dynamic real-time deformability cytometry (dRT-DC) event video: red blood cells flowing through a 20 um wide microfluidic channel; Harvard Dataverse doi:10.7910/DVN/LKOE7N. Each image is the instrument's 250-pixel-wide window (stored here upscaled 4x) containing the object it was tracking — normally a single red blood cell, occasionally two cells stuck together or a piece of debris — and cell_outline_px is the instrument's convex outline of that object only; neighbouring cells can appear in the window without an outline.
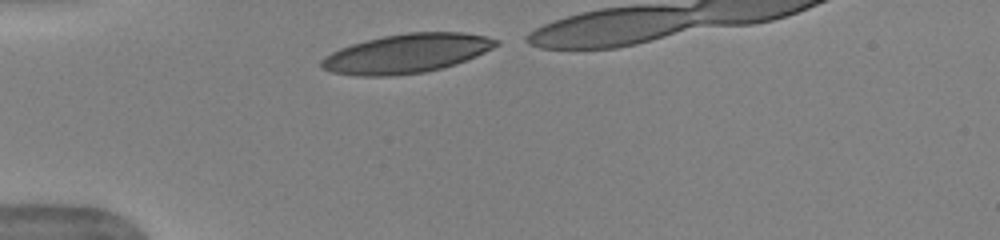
{"species": "human", "species_latin": "Homo sapiens", "temperature_condition": "warm", "stored_images_in_passage": 29, "camera_frame_rate_fps": 3000, "um_per_image_px": 0.085, "donor": {"sex": "female"}, "frame": {"image": 1, "passage_image": 1, "time_ms": 0.0, "image_size_px": [1000, 240], "cell_outline_px": [[500, 44], [476, 56], [456, 64], [424, 72], [392, 76], [356, 76], [332, 72], [320, 68], [320, 60], [324, 56], [340, 48], [352, 44], [384, 36], [408, 32], [464, 32], [484, 36], [500, 40]], "centroid_in_image_um": [34.54, 4.55], "position_along_channel_um": 50.5, "area_um2": 39.77}}
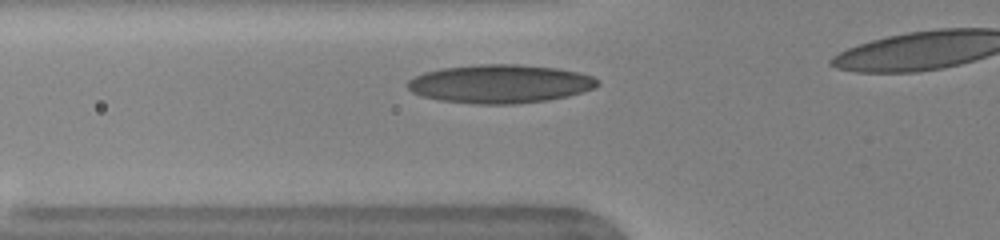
{"frame": {"image": 2, "passage_image": 5, "time_ms": 1.333, "image_size_px": [1000, 240], "cell_outline_px": [[600, 84], [596, 88], [568, 96], [544, 100], [512, 104], [476, 104], [440, 100], [420, 96], [412, 92], [404, 84], [408, 80], [424, 72], [444, 68], [480, 64], [520, 64], [556, 68], [576, 72], [592, 76], [600, 80]], "centroid_in_image_um": [42.49, 7.12], "position_along_channel_um": 83.3, "area_um2": 42.66}}